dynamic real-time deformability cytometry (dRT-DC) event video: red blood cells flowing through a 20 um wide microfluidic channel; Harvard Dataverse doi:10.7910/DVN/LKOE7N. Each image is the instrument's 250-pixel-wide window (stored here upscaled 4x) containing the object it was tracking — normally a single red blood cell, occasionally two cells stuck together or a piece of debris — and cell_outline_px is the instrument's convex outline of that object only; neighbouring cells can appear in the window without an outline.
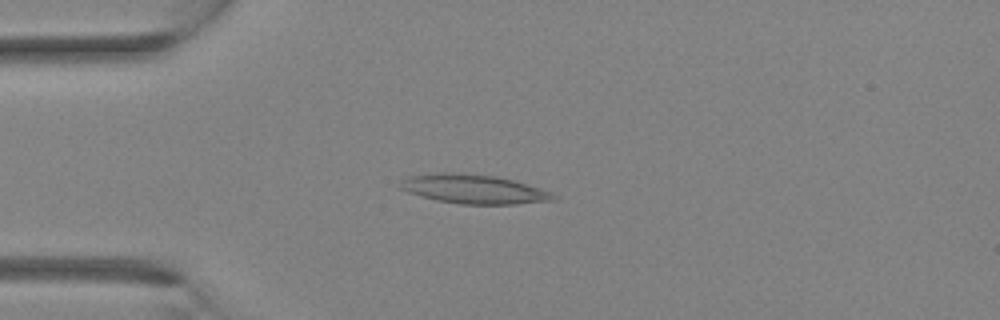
{"species": "Egyptian fruit bat (a non-hibernating species)", "species_latin": "Rousettus aegyptiacus", "temperature_condition": "room temperature", "stored_images_in_passage": 30, "camera_frame_rate_fps": 3000, "um_per_image_px": 0.085, "animal": {"sex": "female"}, "frame": {"image": 1, "passage_image": 6, "time_ms": 1.667, "image_size_px": [1000, 320], "cell_outline_px": [[556, 200], [516, 204], [460, 204], [436, 200], [408, 192], [400, 188], [396, 184], [400, 180], [408, 176], [440, 172], [448, 172], [496, 176], [512, 180], [540, 188], [552, 192], [556, 196]], "centroid_in_image_um": [40.23, 16.07], "position_along_channel_um": 44.8, "area_um2": 26.01}}
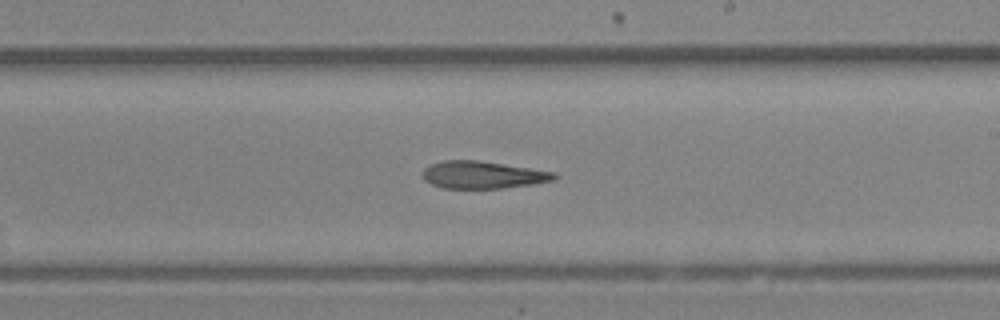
{"frame": {"image": 2, "passage_image": 17, "time_ms": 5.333, "image_size_px": [1000, 320], "cell_outline_px": [[560, 176], [556, 180], [532, 184], [500, 188], [444, 188], [432, 184], [424, 180], [420, 172], [424, 168], [432, 164], [444, 160], [480, 160], [556, 172]], "centroid_in_image_um": [41.06, 14.85], "position_along_channel_um": 247.9, "area_um2": 21.15}}
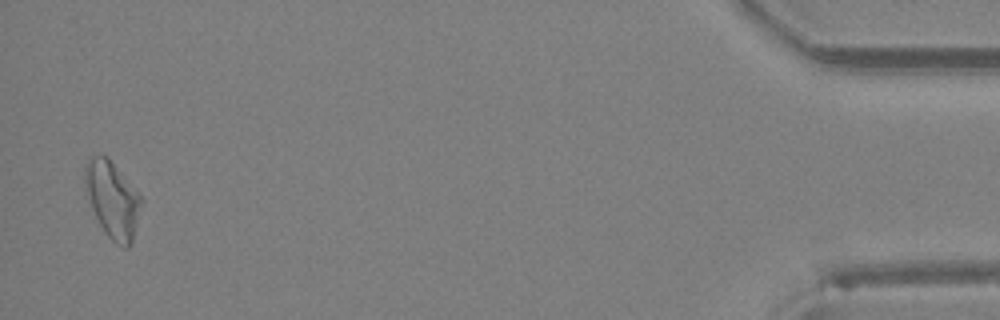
{"frame": {"image": 3, "passage_image": 30, "time_ms": 9.667, "image_size_px": [1000, 320], "cell_outline_px": [[144, 200], [132, 240], [128, 248], [124, 248], [116, 244], [108, 236], [100, 224], [92, 208], [84, 184], [84, 168], [88, 156], [108, 156]], "centroid_in_image_um": [9.56, 16.94], "position_along_channel_um": 425.6, "area_um2": 24.97}}